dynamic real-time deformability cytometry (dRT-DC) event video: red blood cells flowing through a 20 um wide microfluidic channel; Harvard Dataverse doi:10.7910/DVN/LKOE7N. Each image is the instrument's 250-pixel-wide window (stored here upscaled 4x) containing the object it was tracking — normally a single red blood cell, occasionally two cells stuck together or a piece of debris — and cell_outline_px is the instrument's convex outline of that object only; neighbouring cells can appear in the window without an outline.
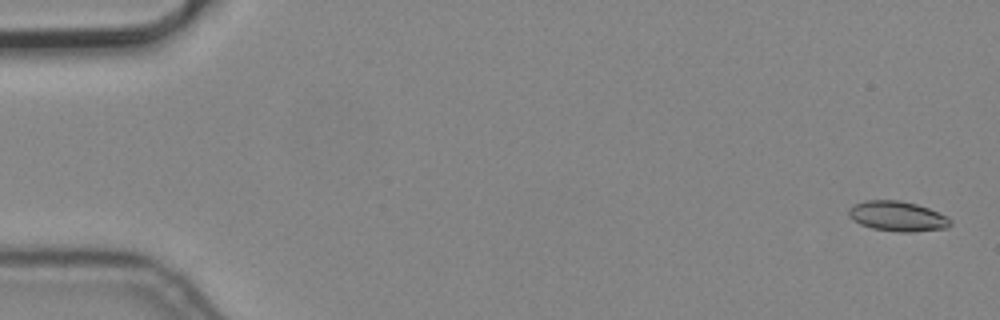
{"species": "common noctule bat (a hibernating species)", "species_latin": "Nyctalus noctula", "temperature_condition": "cold", "stored_images_in_passage": 5, "camera_frame_rate_fps": 3000, "um_per_image_px": 0.085, "animal": {"sex": "male", "body_mass_g": 19.2, "forearm_length_mm": 51.8}, "frame": {"image": 1, "passage_image": 1, "time_ms": 0.0, "image_size_px": [1000, 320], "cell_outline_px": [[952, 224], [948, 228], [912, 232], [900, 232], [872, 228], [860, 224], [852, 220], [848, 216], [848, 208], [864, 200], [900, 200], [916, 204], [928, 208], [948, 216], [952, 220]], "centroid_in_image_um": [76.3, 18.38], "position_along_channel_um": 8.7, "area_um2": 17.98}}
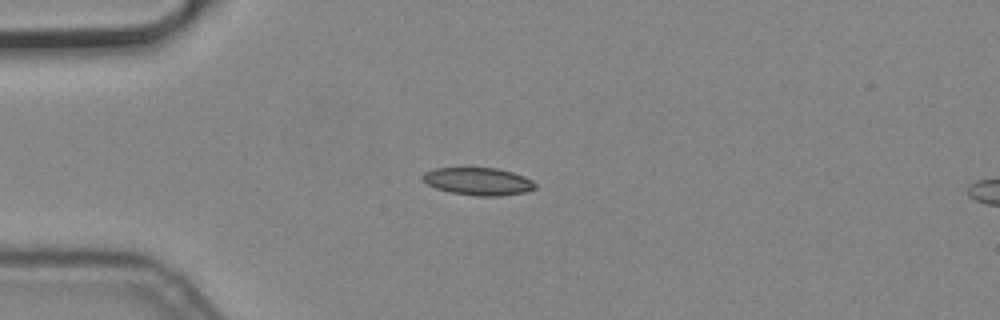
{"frame": {"image": 2, "passage_image": 4, "time_ms": 1.0, "image_size_px": [1000, 320], "cell_outline_px": [[536, 188], [524, 192], [500, 196], [472, 196], [448, 192], [436, 188], [428, 184], [420, 176], [424, 172], [436, 168], [496, 168], [512, 172], [524, 176], [532, 180], [536, 184]], "centroid_in_image_um": [40.64, 15.42], "position_along_channel_um": 44.4, "area_um2": 18.15}}